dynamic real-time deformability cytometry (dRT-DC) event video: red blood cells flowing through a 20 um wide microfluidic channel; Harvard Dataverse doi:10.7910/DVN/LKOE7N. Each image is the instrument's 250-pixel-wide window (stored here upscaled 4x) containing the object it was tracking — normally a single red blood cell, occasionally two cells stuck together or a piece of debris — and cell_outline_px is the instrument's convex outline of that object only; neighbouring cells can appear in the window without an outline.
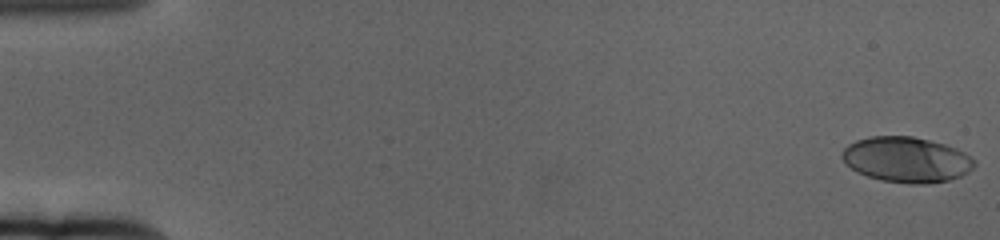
{"species": "human", "species_latin": "Homo sapiens", "temperature_condition": "cold", "stored_images_in_passage": 61, "camera_frame_rate_fps": 3000, "um_per_image_px": 0.085, "donor": {"sex": "female"}, "frame": {"image": 1, "passage_image": 1, "time_ms": 0.0, "image_size_px": [1000, 240], "cell_outline_px": [[976, 164], [968, 172], [960, 176], [948, 180], [928, 184], [908, 184], [880, 180], [856, 172], [840, 156], [844, 148], [848, 144], [856, 140], [872, 136], [912, 136], [944, 144], [956, 148], [964, 152], [976, 160]], "centroid_in_image_um": [77.06, 13.57], "position_along_channel_um": 7.9, "area_um2": 35.08}}
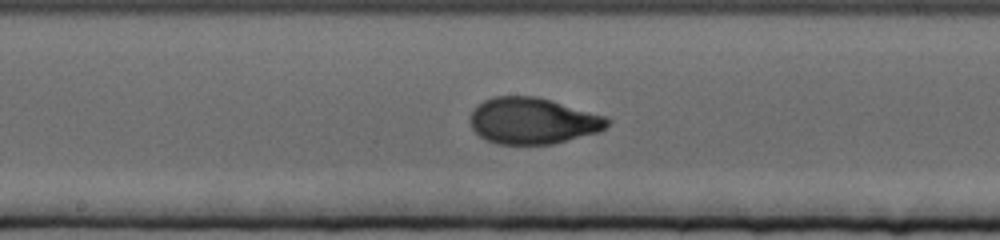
{"frame": {"image": 2, "passage_image": 33, "time_ms": 10.667, "image_size_px": [1000, 240], "cell_outline_px": [[612, 120], [600, 132], [552, 144], [496, 144], [480, 136], [472, 128], [468, 120], [472, 112], [484, 100], [492, 96], [536, 96], [552, 100], [604, 116]], "centroid_in_image_um": [45.28, 10.27], "position_along_channel_um": 202.9, "area_um2": 36.99}}
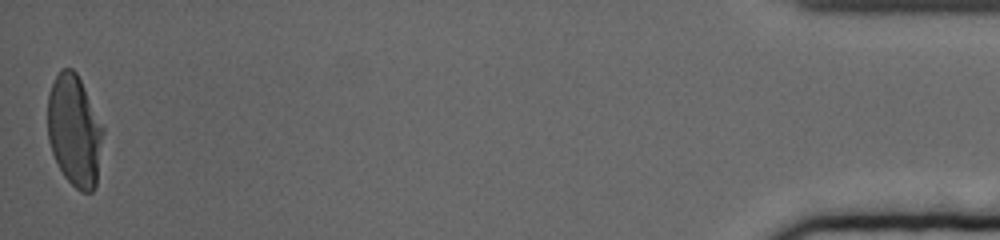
{"frame": {"image": 3, "passage_image": 61, "time_ms": 20.0, "image_size_px": [1000, 240], "cell_outline_px": [[104, 132], [96, 184], [92, 192], [80, 192], [64, 176], [52, 152], [48, 140], [48, 92], [60, 68], [72, 68], [76, 72], [104, 128]], "centroid_in_image_um": [6.33, 11.11], "position_along_channel_um": 428.9, "area_um2": 35.84}, "authors_computed_cell_mechanics": {"area_um2": 35.547, "velocity_mm_per_s": 3.3393, "shape_relaxation_time_tau1_ms": 4.0056, "shape_relaxation_time_tau2_ms": null, "deformation_change_tau1": 0.1959, "deformation_change_tau2": null}}